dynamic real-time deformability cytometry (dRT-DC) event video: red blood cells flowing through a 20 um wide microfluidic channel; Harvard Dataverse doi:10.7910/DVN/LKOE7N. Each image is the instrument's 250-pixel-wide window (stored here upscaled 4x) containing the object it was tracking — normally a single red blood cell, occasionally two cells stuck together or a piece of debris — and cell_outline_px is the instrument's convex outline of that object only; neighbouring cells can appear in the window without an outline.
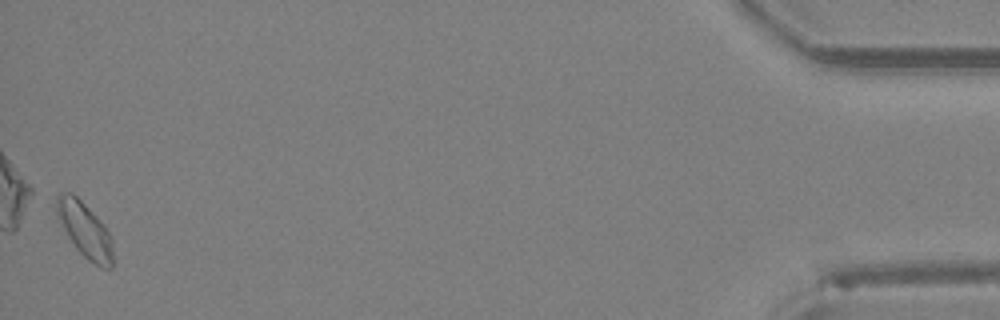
{"species": "Egyptian fruit bat (a non-hibernating species)", "species_latin": "Rousettus aegyptiacus", "temperature_condition": "room temperature", "stored_images_in_passage": 27, "camera_frame_rate_fps": 3000, "um_per_image_px": 0.085, "animal": {"sex": "female"}, "frame": {"image": 1, "passage_image": 27, "time_ms": 8.667, "image_size_px": [1000, 320], "cell_outline_px": [[112, 268], [100, 268], [88, 260], [76, 248], [68, 236], [56, 216], [56, 196], [60, 192], [72, 192], [96, 216], [108, 232], [112, 240]], "centroid_in_image_um": [7.19, 19.54], "position_along_channel_um": 428.0, "area_um2": 17.86}}